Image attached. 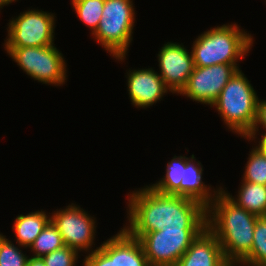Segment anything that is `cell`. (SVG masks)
<instances>
[{
    "mask_svg": "<svg viewBox=\"0 0 266 266\" xmlns=\"http://www.w3.org/2000/svg\"><path fill=\"white\" fill-rule=\"evenodd\" d=\"M127 199L129 223L123 229L128 234L206 227L207 208L191 198L162 194L146 185L128 193Z\"/></svg>",
    "mask_w": 266,
    "mask_h": 266,
    "instance_id": "6da1fadb",
    "label": "cell"
},
{
    "mask_svg": "<svg viewBox=\"0 0 266 266\" xmlns=\"http://www.w3.org/2000/svg\"><path fill=\"white\" fill-rule=\"evenodd\" d=\"M258 217L238 206L222 189L207 207L206 227L218 239L231 266L239 265L250 254Z\"/></svg>",
    "mask_w": 266,
    "mask_h": 266,
    "instance_id": "7a4b0ae2",
    "label": "cell"
},
{
    "mask_svg": "<svg viewBox=\"0 0 266 266\" xmlns=\"http://www.w3.org/2000/svg\"><path fill=\"white\" fill-rule=\"evenodd\" d=\"M238 26L236 23L223 24L200 34L191 47L194 65L232 64L239 70L237 62L247 56L254 39Z\"/></svg>",
    "mask_w": 266,
    "mask_h": 266,
    "instance_id": "3957f363",
    "label": "cell"
},
{
    "mask_svg": "<svg viewBox=\"0 0 266 266\" xmlns=\"http://www.w3.org/2000/svg\"><path fill=\"white\" fill-rule=\"evenodd\" d=\"M258 101L254 87L239 69L210 107H215L230 131L244 138L254 125Z\"/></svg>",
    "mask_w": 266,
    "mask_h": 266,
    "instance_id": "277c9868",
    "label": "cell"
},
{
    "mask_svg": "<svg viewBox=\"0 0 266 266\" xmlns=\"http://www.w3.org/2000/svg\"><path fill=\"white\" fill-rule=\"evenodd\" d=\"M134 7L133 0H105L102 18L92 34L110 56L121 62L133 39Z\"/></svg>",
    "mask_w": 266,
    "mask_h": 266,
    "instance_id": "5b68a950",
    "label": "cell"
},
{
    "mask_svg": "<svg viewBox=\"0 0 266 266\" xmlns=\"http://www.w3.org/2000/svg\"><path fill=\"white\" fill-rule=\"evenodd\" d=\"M4 50L20 69L42 84L61 86L67 80L66 61L55 44L42 47L4 48Z\"/></svg>",
    "mask_w": 266,
    "mask_h": 266,
    "instance_id": "8992f818",
    "label": "cell"
},
{
    "mask_svg": "<svg viewBox=\"0 0 266 266\" xmlns=\"http://www.w3.org/2000/svg\"><path fill=\"white\" fill-rule=\"evenodd\" d=\"M203 229H161L129 234L140 241L150 266H174Z\"/></svg>",
    "mask_w": 266,
    "mask_h": 266,
    "instance_id": "52a82bcc",
    "label": "cell"
},
{
    "mask_svg": "<svg viewBox=\"0 0 266 266\" xmlns=\"http://www.w3.org/2000/svg\"><path fill=\"white\" fill-rule=\"evenodd\" d=\"M55 15L28 9L8 23L4 48L42 47L54 44Z\"/></svg>",
    "mask_w": 266,
    "mask_h": 266,
    "instance_id": "ba28073f",
    "label": "cell"
},
{
    "mask_svg": "<svg viewBox=\"0 0 266 266\" xmlns=\"http://www.w3.org/2000/svg\"><path fill=\"white\" fill-rule=\"evenodd\" d=\"M95 220L96 218L74 203L65 209L54 211L50 216V221L58 229L65 246L87 254L94 251L92 245L97 233Z\"/></svg>",
    "mask_w": 266,
    "mask_h": 266,
    "instance_id": "9c48e42d",
    "label": "cell"
},
{
    "mask_svg": "<svg viewBox=\"0 0 266 266\" xmlns=\"http://www.w3.org/2000/svg\"><path fill=\"white\" fill-rule=\"evenodd\" d=\"M238 69L232 64L196 67L179 93L201 104L212 105Z\"/></svg>",
    "mask_w": 266,
    "mask_h": 266,
    "instance_id": "30bf717a",
    "label": "cell"
},
{
    "mask_svg": "<svg viewBox=\"0 0 266 266\" xmlns=\"http://www.w3.org/2000/svg\"><path fill=\"white\" fill-rule=\"evenodd\" d=\"M157 55L159 76L171 93L179 95L195 68L192 53L182 43L167 42Z\"/></svg>",
    "mask_w": 266,
    "mask_h": 266,
    "instance_id": "8fae6325",
    "label": "cell"
},
{
    "mask_svg": "<svg viewBox=\"0 0 266 266\" xmlns=\"http://www.w3.org/2000/svg\"><path fill=\"white\" fill-rule=\"evenodd\" d=\"M127 89L134 107L147 108L162 100L171 92L165 82L153 68L134 69L127 72ZM161 99V100H160Z\"/></svg>",
    "mask_w": 266,
    "mask_h": 266,
    "instance_id": "7c38bea8",
    "label": "cell"
},
{
    "mask_svg": "<svg viewBox=\"0 0 266 266\" xmlns=\"http://www.w3.org/2000/svg\"><path fill=\"white\" fill-rule=\"evenodd\" d=\"M174 266H231L216 236L205 227Z\"/></svg>",
    "mask_w": 266,
    "mask_h": 266,
    "instance_id": "4fadbf2b",
    "label": "cell"
},
{
    "mask_svg": "<svg viewBox=\"0 0 266 266\" xmlns=\"http://www.w3.org/2000/svg\"><path fill=\"white\" fill-rule=\"evenodd\" d=\"M202 175L203 166L201 162H196L193 154L189 158L186 157V166L183 169L180 183V196L196 200L207 208L222 187L212 190L211 186L205 185L202 181Z\"/></svg>",
    "mask_w": 266,
    "mask_h": 266,
    "instance_id": "5bb4252c",
    "label": "cell"
},
{
    "mask_svg": "<svg viewBox=\"0 0 266 266\" xmlns=\"http://www.w3.org/2000/svg\"><path fill=\"white\" fill-rule=\"evenodd\" d=\"M50 216L45 211H35L26 215L20 214L14 220L12 229L15 231L16 243L19 248H29L50 222Z\"/></svg>",
    "mask_w": 266,
    "mask_h": 266,
    "instance_id": "9a60e30c",
    "label": "cell"
},
{
    "mask_svg": "<svg viewBox=\"0 0 266 266\" xmlns=\"http://www.w3.org/2000/svg\"><path fill=\"white\" fill-rule=\"evenodd\" d=\"M237 196L221 188L238 206L257 216H266V186L242 181Z\"/></svg>",
    "mask_w": 266,
    "mask_h": 266,
    "instance_id": "2e32d148",
    "label": "cell"
},
{
    "mask_svg": "<svg viewBox=\"0 0 266 266\" xmlns=\"http://www.w3.org/2000/svg\"><path fill=\"white\" fill-rule=\"evenodd\" d=\"M117 266H150L140 241L123 228L117 233Z\"/></svg>",
    "mask_w": 266,
    "mask_h": 266,
    "instance_id": "e0dca14e",
    "label": "cell"
},
{
    "mask_svg": "<svg viewBox=\"0 0 266 266\" xmlns=\"http://www.w3.org/2000/svg\"><path fill=\"white\" fill-rule=\"evenodd\" d=\"M186 166V156H176L167 163L166 174L154 184H149L155 191L162 194L180 196V183L183 176V169Z\"/></svg>",
    "mask_w": 266,
    "mask_h": 266,
    "instance_id": "ac0fdd59",
    "label": "cell"
},
{
    "mask_svg": "<svg viewBox=\"0 0 266 266\" xmlns=\"http://www.w3.org/2000/svg\"><path fill=\"white\" fill-rule=\"evenodd\" d=\"M266 266V216L257 218L250 254L238 266Z\"/></svg>",
    "mask_w": 266,
    "mask_h": 266,
    "instance_id": "d6986e66",
    "label": "cell"
},
{
    "mask_svg": "<svg viewBox=\"0 0 266 266\" xmlns=\"http://www.w3.org/2000/svg\"><path fill=\"white\" fill-rule=\"evenodd\" d=\"M65 244L58 229L50 221L42 230L40 235L30 245L33 257H43L52 251L61 249Z\"/></svg>",
    "mask_w": 266,
    "mask_h": 266,
    "instance_id": "ffe728a7",
    "label": "cell"
},
{
    "mask_svg": "<svg viewBox=\"0 0 266 266\" xmlns=\"http://www.w3.org/2000/svg\"><path fill=\"white\" fill-rule=\"evenodd\" d=\"M105 0H71L79 19L91 29L93 34L102 18Z\"/></svg>",
    "mask_w": 266,
    "mask_h": 266,
    "instance_id": "44dd1931",
    "label": "cell"
},
{
    "mask_svg": "<svg viewBox=\"0 0 266 266\" xmlns=\"http://www.w3.org/2000/svg\"><path fill=\"white\" fill-rule=\"evenodd\" d=\"M82 266H117V234L88 253Z\"/></svg>",
    "mask_w": 266,
    "mask_h": 266,
    "instance_id": "7402d4cb",
    "label": "cell"
},
{
    "mask_svg": "<svg viewBox=\"0 0 266 266\" xmlns=\"http://www.w3.org/2000/svg\"><path fill=\"white\" fill-rule=\"evenodd\" d=\"M241 181L266 186V156L257 146H252Z\"/></svg>",
    "mask_w": 266,
    "mask_h": 266,
    "instance_id": "603a6c76",
    "label": "cell"
},
{
    "mask_svg": "<svg viewBox=\"0 0 266 266\" xmlns=\"http://www.w3.org/2000/svg\"><path fill=\"white\" fill-rule=\"evenodd\" d=\"M11 240L0 233V266H26L29 256H27Z\"/></svg>",
    "mask_w": 266,
    "mask_h": 266,
    "instance_id": "cb8c5ba5",
    "label": "cell"
},
{
    "mask_svg": "<svg viewBox=\"0 0 266 266\" xmlns=\"http://www.w3.org/2000/svg\"><path fill=\"white\" fill-rule=\"evenodd\" d=\"M79 252L64 246L42 257L46 266H76Z\"/></svg>",
    "mask_w": 266,
    "mask_h": 266,
    "instance_id": "d4e9b609",
    "label": "cell"
},
{
    "mask_svg": "<svg viewBox=\"0 0 266 266\" xmlns=\"http://www.w3.org/2000/svg\"><path fill=\"white\" fill-rule=\"evenodd\" d=\"M259 126L263 127L265 129L264 134H266V100L264 99H259L258 101V106H257V111H256V119L254 122V125L251 129V131L244 137L248 141H253L257 139L256 135L259 131Z\"/></svg>",
    "mask_w": 266,
    "mask_h": 266,
    "instance_id": "484cf974",
    "label": "cell"
},
{
    "mask_svg": "<svg viewBox=\"0 0 266 266\" xmlns=\"http://www.w3.org/2000/svg\"><path fill=\"white\" fill-rule=\"evenodd\" d=\"M26 266H46V264L41 257L31 256L29 257Z\"/></svg>",
    "mask_w": 266,
    "mask_h": 266,
    "instance_id": "4316f807",
    "label": "cell"
},
{
    "mask_svg": "<svg viewBox=\"0 0 266 266\" xmlns=\"http://www.w3.org/2000/svg\"><path fill=\"white\" fill-rule=\"evenodd\" d=\"M259 144H256L261 152L266 156V134H261V137L258 141Z\"/></svg>",
    "mask_w": 266,
    "mask_h": 266,
    "instance_id": "83f0119b",
    "label": "cell"
},
{
    "mask_svg": "<svg viewBox=\"0 0 266 266\" xmlns=\"http://www.w3.org/2000/svg\"><path fill=\"white\" fill-rule=\"evenodd\" d=\"M1 1H2V3L6 6V5H9V4L12 3V2L17 1V0H1Z\"/></svg>",
    "mask_w": 266,
    "mask_h": 266,
    "instance_id": "f1b7e54d",
    "label": "cell"
},
{
    "mask_svg": "<svg viewBox=\"0 0 266 266\" xmlns=\"http://www.w3.org/2000/svg\"><path fill=\"white\" fill-rule=\"evenodd\" d=\"M5 5L2 3V1L0 0V10L1 8H3Z\"/></svg>",
    "mask_w": 266,
    "mask_h": 266,
    "instance_id": "f546056e",
    "label": "cell"
}]
</instances>
